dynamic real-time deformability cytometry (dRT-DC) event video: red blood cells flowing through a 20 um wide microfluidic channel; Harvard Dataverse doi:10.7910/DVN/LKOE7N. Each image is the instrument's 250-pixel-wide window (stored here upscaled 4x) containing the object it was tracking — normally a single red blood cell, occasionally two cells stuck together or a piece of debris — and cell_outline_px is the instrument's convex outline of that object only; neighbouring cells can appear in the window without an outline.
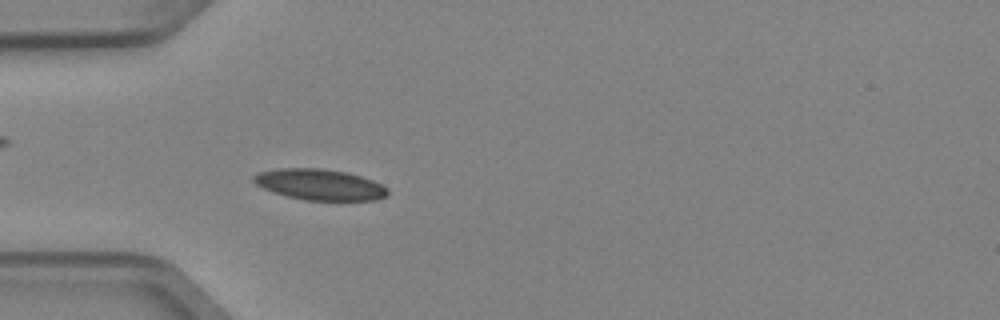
{"species": "Egyptian fruit bat (a non-hibernating species)", "species_latin": "Rousettus aegyptiacus", "temperature_condition": "cold", "stored_images_in_passage": 5, "camera_frame_rate_fps": 3000, "um_per_image_px": 0.085, "animal": {"sex": "female"}, "frame": {"image": 1, "passage_image": 5, "time_ms": 1.333, "image_size_px": [1000, 320], "cell_outline_px": [[388, 192], [384, 196], [376, 200], [304, 200], [272, 192], [256, 184], [252, 180], [252, 176], [260, 172], [276, 168], [320, 168], [348, 172], [372, 180], [388, 188]], "centroid_in_image_um": [27.15, 15.68], "position_along_channel_um": 57.8, "area_um2": 24.1}}